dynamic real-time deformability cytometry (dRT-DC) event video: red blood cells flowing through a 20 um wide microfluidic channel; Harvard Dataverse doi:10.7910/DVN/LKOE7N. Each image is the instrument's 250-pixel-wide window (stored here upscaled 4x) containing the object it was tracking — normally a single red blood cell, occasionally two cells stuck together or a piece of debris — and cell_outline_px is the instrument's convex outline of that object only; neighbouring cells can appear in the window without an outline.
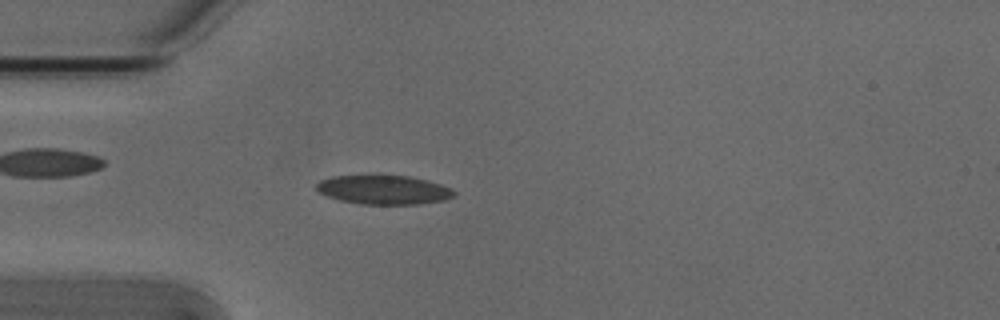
{"species": "Egyptian fruit bat (a non-hibernating species)", "species_latin": "Rousettus aegyptiacus", "temperature_condition": "cold", "stored_images_in_passage": 53, "camera_frame_rate_fps": 3000, "um_per_image_px": 0.085, "animal": {"sex": "male"}, "frame": {"image": 1, "passage_image": 14, "time_ms": 4.333, "image_size_px": [1000, 320], "cell_outline_px": [[456, 196], [444, 200], [420, 204], [360, 204], [340, 200], [316, 192], [316, 184], [320, 180], [332, 176], [380, 172], [408, 176], [440, 184], [452, 188], [456, 192]], "centroid_in_image_um": [32.57, 16.08], "position_along_channel_um": 52.4, "area_um2": 24.33}}
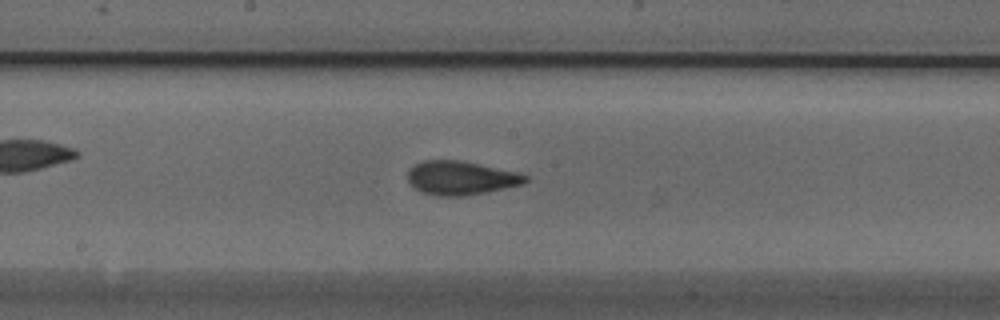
{"frame": {"image": 2, "passage_image": 27, "time_ms": 8.667, "image_size_px": [1000, 320], "cell_outline_px": [[532, 180], [524, 184], [464, 196], [436, 196], [420, 192], [408, 180], [408, 168], [424, 160], [460, 160], [520, 172], [528, 176]], "centroid_in_image_um": [39.21, 15.12], "position_along_channel_um": 209.0, "area_um2": 23.35}}
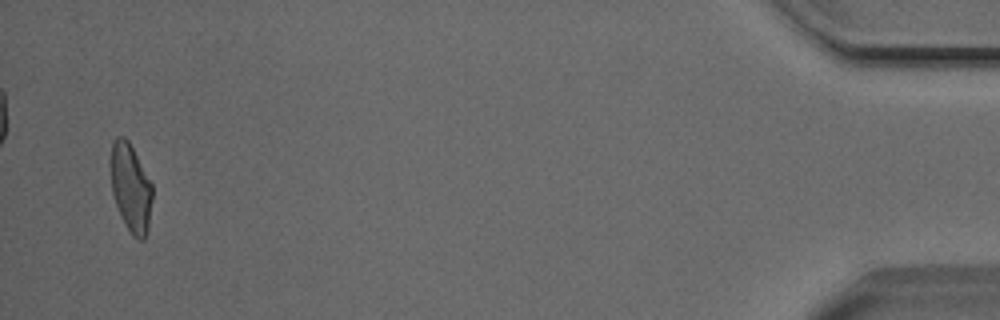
{"frame": {"image": 3, "passage_image": 51, "time_ms": 16.667, "image_size_px": [1000, 320], "cell_outline_px": [[152, 200], [148, 232], [144, 240], [140, 240], [132, 236], [120, 216], [112, 192], [112, 140], [116, 136], [124, 136], [128, 140], [152, 184]], "centroid_in_image_um": [11.13, 16.01], "position_along_channel_um": 424.1, "area_um2": 21.21}, "authors_computed_cell_mechanics": {"area_um2": 22.4842, "velocity_mm_per_s": 3.807, "shape_relaxation_time_tau1_ms": 4.762, "shape_relaxation_time_tau2_ms": 1.5343, "deformation_change_tau1": 0.148, "deformation_change_tau2": 0.0682}}